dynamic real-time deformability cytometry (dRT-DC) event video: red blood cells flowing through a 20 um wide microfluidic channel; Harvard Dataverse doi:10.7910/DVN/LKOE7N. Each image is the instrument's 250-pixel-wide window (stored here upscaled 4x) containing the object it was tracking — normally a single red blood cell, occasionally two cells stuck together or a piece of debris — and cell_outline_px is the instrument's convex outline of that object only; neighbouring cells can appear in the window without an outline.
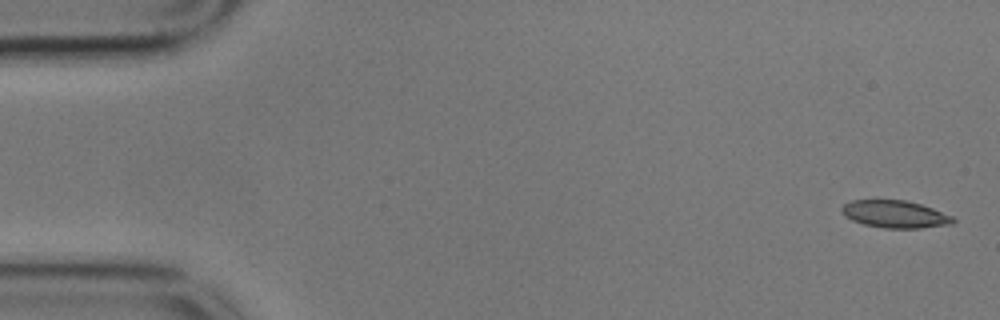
{"species": "common noctule bat (a hibernating species)", "species_latin": "Nyctalus noctula", "temperature_condition": "cold", "stored_images_in_passage": 55, "camera_frame_rate_fps": 3000, "um_per_image_px": 0.085, "animal": {"sex": "male", "body_mass_g": 17.9}, "frame": {"image": 1, "passage_image": 1, "time_ms": 0.0, "image_size_px": [1000, 320], "cell_outline_px": [[956, 220], [952, 224], [920, 228], [884, 228], [864, 224], [852, 220], [844, 216], [840, 208], [844, 204], [852, 200], [904, 200], [920, 204], [932, 208], [952, 216]], "centroid_in_image_um": [76.06, 18.2], "position_along_channel_um": 8.9, "area_um2": 17.69}}
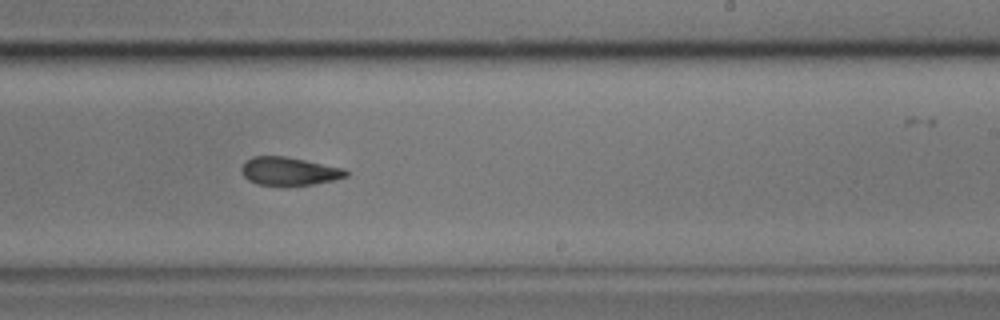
{"frame": {"image": 2, "passage_image": 33, "time_ms": 10.667, "image_size_px": [1000, 320], "cell_outline_px": [[348, 176], [332, 180], [312, 184], [284, 188], [256, 184], [248, 180], [240, 172], [240, 168], [244, 160], [252, 156], [284, 156], [344, 168], [348, 172]], "centroid_in_image_um": [24.5, 14.58], "position_along_channel_um": 264.5, "area_um2": 17.74}}
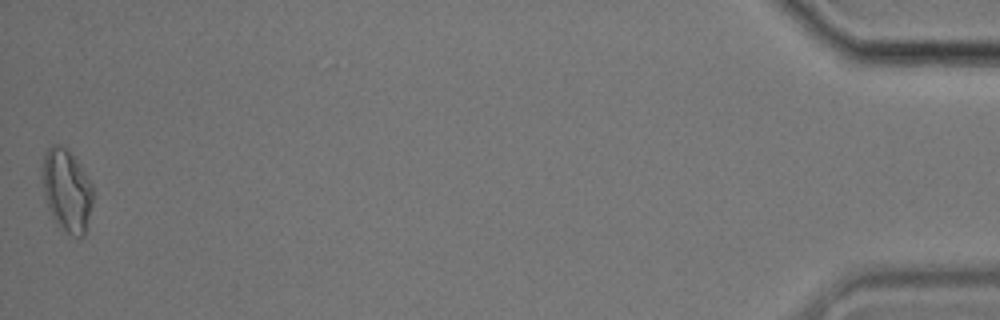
{"frame": {"image": 3, "passage_image": 55, "time_ms": 18.0, "image_size_px": [1000, 320], "cell_outline_px": [[92, 204], [84, 236], [72, 236], [56, 224], [48, 208], [44, 196], [44, 156], [48, 148], [52, 144], [60, 144], [80, 164], [92, 184]], "centroid_in_image_um": [5.69, 16.21], "position_along_channel_um": 429.5, "area_um2": 23.81}, "authors_computed_cell_mechanics": {"area_um2": 18.207, "velocity_mm_per_s": 3.5466, "shape_relaxation_time_tau1_ms": 9.1257, "shape_relaxation_time_tau2_ms": 5.4497, "deformation_change_tau1": 0.1966, "deformation_change_tau2": 0.1492}}